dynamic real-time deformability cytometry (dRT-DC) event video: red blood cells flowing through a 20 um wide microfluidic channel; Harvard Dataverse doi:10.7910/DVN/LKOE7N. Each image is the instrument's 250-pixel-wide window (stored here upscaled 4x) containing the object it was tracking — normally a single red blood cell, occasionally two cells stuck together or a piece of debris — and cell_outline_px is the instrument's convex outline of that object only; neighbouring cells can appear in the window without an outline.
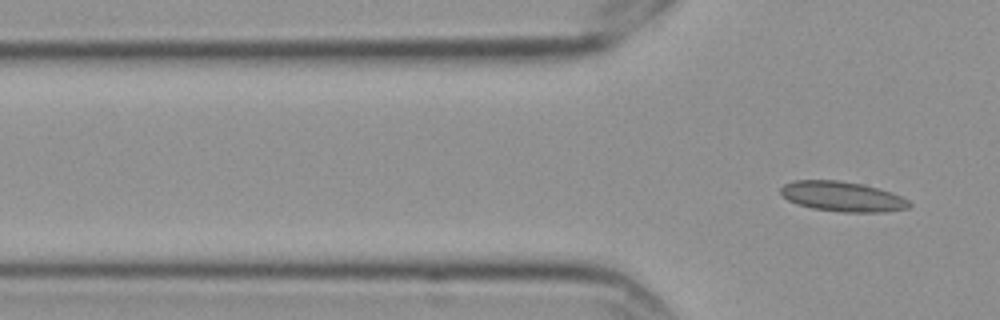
{"species": "Egyptian fruit bat (a non-hibernating species)", "species_latin": "Rousettus aegyptiacus", "temperature_condition": "cold", "stored_images_in_passage": 7, "segment_of_instrument_passage": [2, 2], "camera_frame_rate_fps": 3000, "um_per_image_px": 0.085, "frame": {"image": 1, "passage_image": 7, "time_ms": 2.0, "image_size_px": [1000, 320], "cell_outline_px": [[912, 204], [908, 208], [884, 212], [840, 212], [812, 208], [796, 204], [788, 200], [780, 192], [780, 188], [784, 184], [792, 180], [840, 180], [864, 184], [892, 192], [908, 200]], "centroid_in_image_um": [71.59, 16.7], "position_along_channel_um": 54.2, "area_um2": 22.66}}